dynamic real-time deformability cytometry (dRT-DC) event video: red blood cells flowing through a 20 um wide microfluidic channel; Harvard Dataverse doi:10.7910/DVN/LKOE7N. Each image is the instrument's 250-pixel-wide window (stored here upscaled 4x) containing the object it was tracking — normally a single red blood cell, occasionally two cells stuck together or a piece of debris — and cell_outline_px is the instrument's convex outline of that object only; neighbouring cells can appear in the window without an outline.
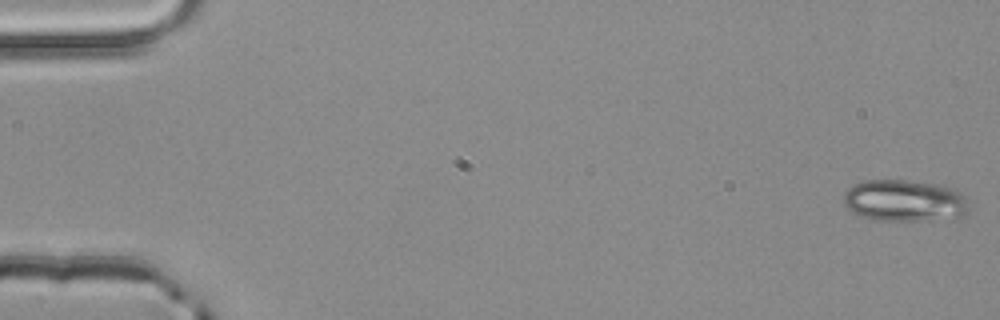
{"species": "common noctule bat (a hibernating species)", "species_latin": "Nyctalus noctula", "temperature_condition": "room temperature", "stored_images_in_passage": 4, "camera_frame_rate_fps": 3000, "um_per_image_px": 0.085, "animal": {"sex": "male", "body_mass_g": 20.4}, "frame": {"image": 1, "passage_image": 1, "time_ms": 0.0, "image_size_px": [1000, 320], "cell_outline_px": [[968, 212], [960, 216], [924, 220], [876, 220], [860, 216], [852, 212], [844, 204], [844, 192], [852, 184], [864, 180], [908, 180], [940, 184], [952, 188], [960, 192], [964, 196], [968, 204]], "centroid_in_image_um": [76.85, 17.03], "position_along_channel_um": 8.1, "area_um2": 30.52}}